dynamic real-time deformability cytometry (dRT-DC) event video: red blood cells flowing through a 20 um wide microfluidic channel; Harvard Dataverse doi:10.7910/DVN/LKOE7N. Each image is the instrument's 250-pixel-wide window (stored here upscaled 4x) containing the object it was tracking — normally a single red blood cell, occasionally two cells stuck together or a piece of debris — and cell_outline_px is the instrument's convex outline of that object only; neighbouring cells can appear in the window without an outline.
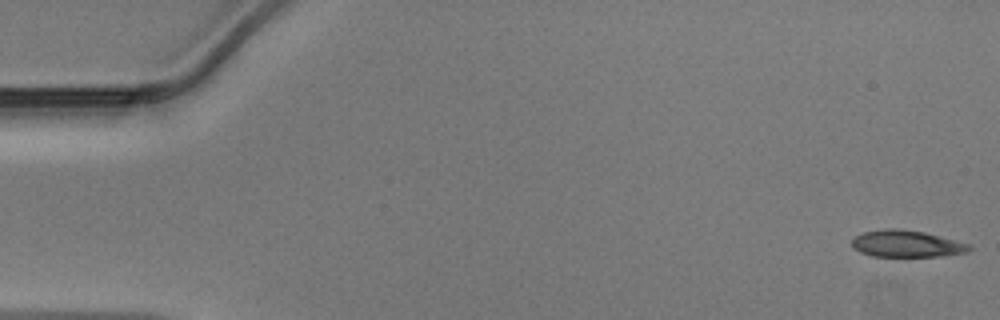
{"species": "Egyptian fruit bat (a non-hibernating species)", "species_latin": "Rousettus aegyptiacus", "temperature_condition": "warm", "stored_images_in_passage": 48, "camera_frame_rate_fps": 3000, "um_per_image_px": 0.085, "animal": {"sex": "male"}, "frame": {"image": 1, "passage_image": 1, "time_ms": 0.0, "image_size_px": [1000, 320], "cell_outline_px": [[972, 248], [968, 252], [936, 256], [872, 256], [860, 252], [852, 248], [852, 240], [856, 236], [864, 232], [884, 228], [900, 228], [924, 232], [968, 244]], "centroid_in_image_um": [77.01, 20.71], "position_along_channel_um": 8.0, "area_um2": 18.15}}
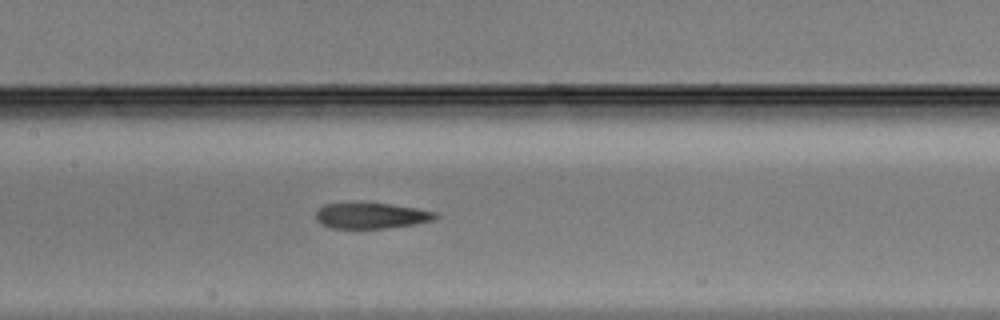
{"frame": {"image": 2, "passage_image": 23, "time_ms": 7.333, "image_size_px": [1000, 320], "cell_outline_px": [[440, 216], [436, 220], [416, 224], [388, 228], [328, 228], [320, 224], [316, 220], [316, 212], [324, 204], [352, 200], [392, 204], [416, 208], [436, 212]], "centroid_in_image_um": [31.53, 18.3], "position_along_channel_um": 175.9, "area_um2": 18.9}}
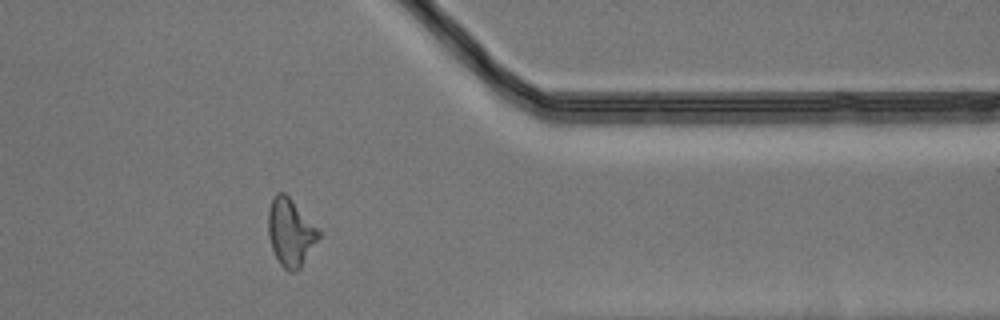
{"frame": {"image": 3, "passage_image": 39, "time_ms": 12.667, "image_size_px": [1000, 320], "cell_outline_px": [[320, 236], [300, 268], [296, 272], [288, 272], [280, 264], [272, 248], [268, 236], [268, 212], [272, 196], [276, 192], [284, 192], [320, 228]], "centroid_in_image_um": [24.7, 19.73], "position_along_channel_um": 386.7, "area_um2": 20.0}}